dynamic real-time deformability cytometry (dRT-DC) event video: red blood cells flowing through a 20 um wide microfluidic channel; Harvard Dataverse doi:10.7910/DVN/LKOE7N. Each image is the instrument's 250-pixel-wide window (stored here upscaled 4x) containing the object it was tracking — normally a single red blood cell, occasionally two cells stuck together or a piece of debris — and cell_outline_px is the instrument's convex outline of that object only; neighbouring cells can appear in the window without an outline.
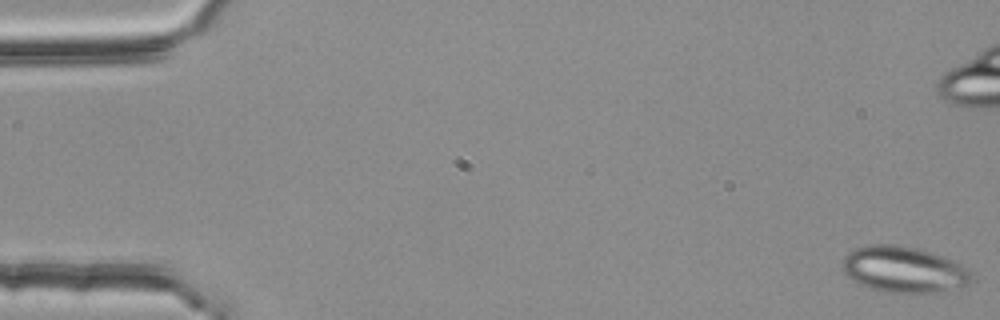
{"species": "common noctule bat (a hibernating species)", "species_latin": "Nyctalus noctula", "temperature_condition": "room temperature", "stored_images_in_passage": 3, "camera_frame_rate_fps": 3000, "um_per_image_px": 0.085, "animal": {"sex": "female", "body_mass_g": 25.1}, "frame": {"image": 1, "passage_image": 1, "time_ms": 0.0, "image_size_px": [1000, 320], "cell_outline_px": [[972, 280], [964, 284], [932, 292], [884, 292], [872, 288], [848, 276], [840, 268], [844, 256], [848, 252], [856, 248], [872, 244], [892, 244], [920, 248], [932, 252], [964, 268], [972, 276]], "centroid_in_image_um": [76.71, 22.87], "position_along_channel_um": 8.3, "area_um2": 33.58}}